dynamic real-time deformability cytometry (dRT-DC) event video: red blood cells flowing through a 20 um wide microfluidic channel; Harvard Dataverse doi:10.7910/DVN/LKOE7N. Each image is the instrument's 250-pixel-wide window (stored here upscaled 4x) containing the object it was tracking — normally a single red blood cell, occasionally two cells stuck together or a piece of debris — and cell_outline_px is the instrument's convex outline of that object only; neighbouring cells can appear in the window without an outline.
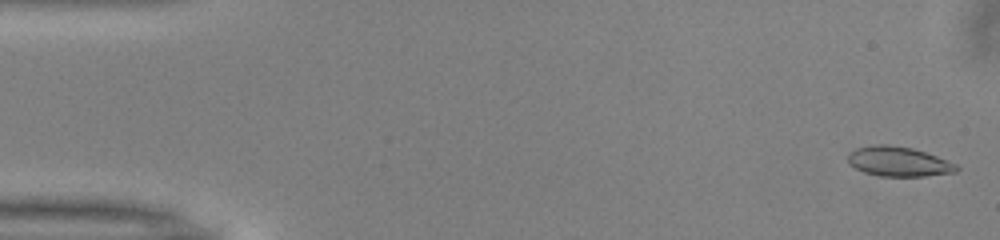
{"species": "common noctule bat (a hibernating species)", "species_latin": "Nyctalus noctula", "temperature_condition": "warm", "stored_images_in_passage": 51, "camera_frame_rate_fps": 3000, "um_per_image_px": 0.085, "animal": {"sex": "male", "body_mass_g": 13.0, "forearm_length_mm": 53.1}, "frame": {"image": 1, "passage_image": 2, "time_ms": 0.333, "image_size_px": [1000, 240], "cell_outline_px": [[960, 168], [956, 172], [924, 176], [880, 176], [864, 172], [848, 164], [848, 152], [856, 148], [876, 144], [884, 144], [912, 148], [936, 156], [956, 164]], "centroid_in_image_um": [76.35, 13.73], "position_along_channel_um": 8.7, "area_um2": 18.73}}
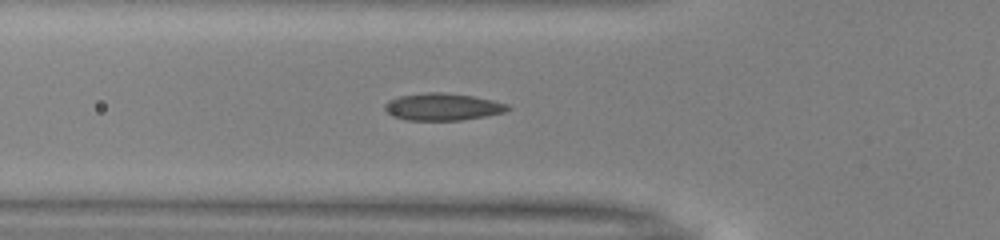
{"frame": {"image": 2, "passage_image": 18, "time_ms": 5.667, "image_size_px": [1000, 240], "cell_outline_px": [[512, 108], [504, 112], [484, 116], [460, 120], [408, 120], [392, 116], [384, 108], [384, 104], [388, 100], [400, 96], [428, 92], [440, 92], [472, 96], [492, 100], [508, 104]], "centroid_in_image_um": [37.61, 9.08], "position_along_channel_um": 88.2, "area_um2": 19.31}}
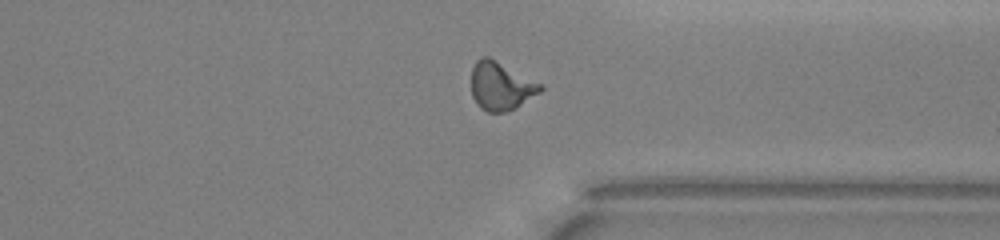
{"frame": {"image": 3, "passage_image": 39, "time_ms": 12.667, "image_size_px": [1000, 240], "cell_outline_px": [[544, 88], [540, 92], [516, 108], [504, 112], [488, 112], [480, 108], [476, 104], [472, 96], [472, 68], [476, 60], [484, 56], [488, 56], [544, 84]], "centroid_in_image_um": [42.59, 7.31], "position_along_channel_um": 368.8, "area_um2": 19.59}, "authors_computed_cell_mechanics": {"area_um2": 18.7272, "velocity_mm_per_s": 4.0357, "shape_relaxation_time_tau1_ms": 7.1549, "shape_relaxation_time_tau2_ms": 1.2386, "deformation_change_tau1": 0.2015, "deformation_change_tau2": 0.0783}}